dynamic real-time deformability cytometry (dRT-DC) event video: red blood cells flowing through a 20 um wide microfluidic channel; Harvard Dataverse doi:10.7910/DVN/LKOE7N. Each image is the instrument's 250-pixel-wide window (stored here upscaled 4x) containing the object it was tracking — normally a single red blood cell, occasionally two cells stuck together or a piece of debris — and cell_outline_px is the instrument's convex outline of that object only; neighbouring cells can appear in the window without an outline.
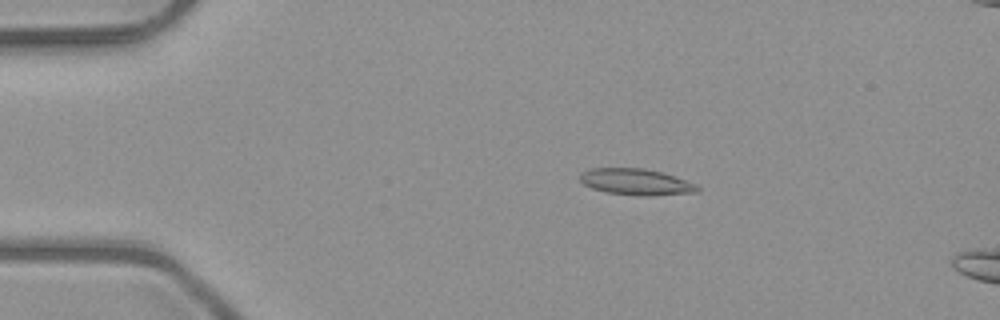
{"species": "common noctule bat (a hibernating species)", "species_latin": "Nyctalus noctula", "temperature_condition": "room temperature", "stored_images_in_passage": 14, "camera_frame_rate_fps": 3000, "um_per_image_px": 0.085, "animal": {"sex": "male", "body_mass_g": 23.1, "forearm_length_mm": 52.7}, "frame": {"image": 1, "passage_image": 10, "time_ms": 3.0, "image_size_px": [1000, 320], "cell_outline_px": [[700, 188], [696, 192], [648, 196], [640, 196], [604, 192], [592, 188], [584, 184], [580, 180], [580, 172], [588, 168], [644, 168], [660, 172], [696, 184]], "centroid_in_image_um": [54.0, 15.46], "position_along_channel_um": 31.0, "area_um2": 17.92}}